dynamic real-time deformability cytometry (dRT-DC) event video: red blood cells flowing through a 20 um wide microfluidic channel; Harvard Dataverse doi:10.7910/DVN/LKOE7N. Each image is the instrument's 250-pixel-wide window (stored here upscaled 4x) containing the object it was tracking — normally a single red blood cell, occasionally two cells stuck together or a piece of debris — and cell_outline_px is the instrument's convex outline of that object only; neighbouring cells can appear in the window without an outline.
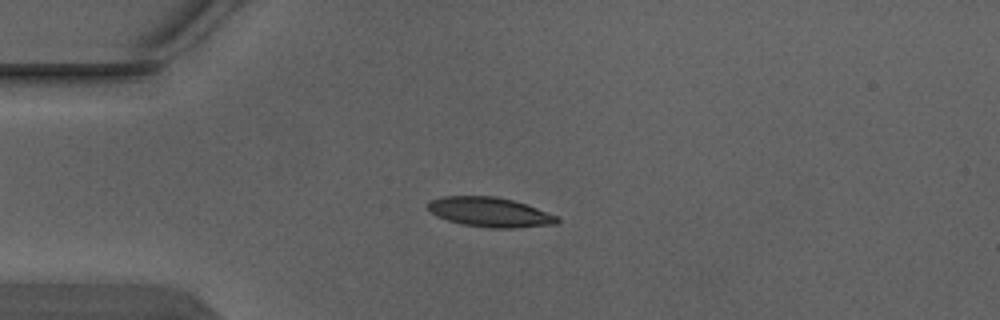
{"species": "Egyptian fruit bat (a non-hibernating species)", "species_latin": "Rousettus aegyptiacus", "temperature_condition": "warm", "stored_images_in_passage": 3, "camera_frame_rate_fps": 3000, "um_per_image_px": 0.085, "animal": {"sex": "male"}, "frame": {"image": 1, "passage_image": 3, "time_ms": 0.667, "image_size_px": [1000, 320], "cell_outline_px": [[560, 220], [556, 224], [512, 228], [488, 228], [464, 224], [448, 220], [436, 216], [428, 208], [428, 204], [432, 200], [440, 196], [496, 196], [512, 200], [560, 216]], "centroid_in_image_um": [41.66, 18.03], "position_along_channel_um": 43.3, "area_um2": 22.2}}